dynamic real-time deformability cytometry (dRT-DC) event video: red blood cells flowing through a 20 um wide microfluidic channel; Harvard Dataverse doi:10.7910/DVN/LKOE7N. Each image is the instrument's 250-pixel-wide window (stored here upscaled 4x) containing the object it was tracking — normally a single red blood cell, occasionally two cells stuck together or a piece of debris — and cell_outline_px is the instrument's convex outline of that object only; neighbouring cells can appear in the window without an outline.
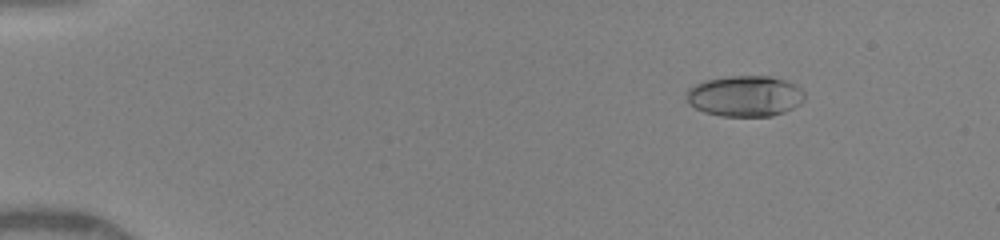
{"species": "human", "species_latin": "Homo sapiens", "temperature_condition": "warm", "stored_images_in_passage": 27, "camera_frame_rate_fps": 3000, "um_per_image_px": 0.085, "donor": {"sex": "female"}, "frame": {"image": 1, "passage_image": 12, "time_ms": 2.0, "image_size_px": [1000, 240], "cell_outline_px": [[804, 100], [800, 104], [784, 112], [772, 116], [720, 116], [704, 112], [688, 104], [684, 92], [692, 84], [704, 80], [728, 76], [768, 76], [784, 80], [796, 84], [804, 92]], "centroid_in_image_um": [63.27, 8.16], "position_along_channel_um": 21.7, "area_um2": 28.5}}
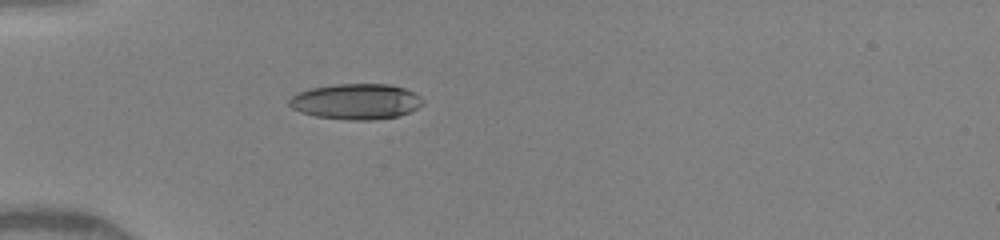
{"frame": {"image": 2, "passage_image": 25, "time_ms": 5.0, "image_size_px": [1000, 240], "cell_outline_px": [[424, 104], [400, 116], [372, 120], [348, 120], [316, 116], [300, 112], [292, 108], [288, 104], [288, 100], [292, 96], [300, 92], [312, 88], [336, 84], [388, 84], [404, 88], [420, 96], [424, 100]], "centroid_in_image_um": [30.27, 8.63], "position_along_channel_um": 54.7, "area_um2": 27.69}}